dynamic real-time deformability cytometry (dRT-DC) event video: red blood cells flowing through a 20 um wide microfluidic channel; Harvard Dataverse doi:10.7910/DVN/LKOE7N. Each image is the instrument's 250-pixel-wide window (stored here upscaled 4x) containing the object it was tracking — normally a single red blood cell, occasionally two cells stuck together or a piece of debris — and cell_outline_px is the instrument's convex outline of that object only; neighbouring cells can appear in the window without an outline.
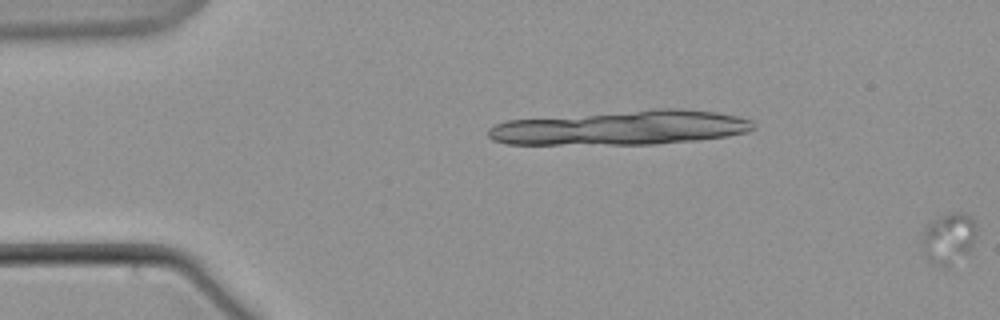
{"species": "common noctule bat (a hibernating species)", "species_latin": "Nyctalus noctula", "temperature_condition": "warm", "stored_images_in_passage": 10, "camera_frame_rate_fps": 3000, "um_per_image_px": 0.085, "animal": {"sex": "male", "body_mass_g": 21.5, "forearm_length_mm": 52.0}, "frame": {"image": 1, "passage_image": 10, "time_ms": 3.0, "image_size_px": [1000, 320], "cell_outline_px": [[976, 232], [972, 252], [948, 268], [940, 268], [932, 264], [928, 260], [924, 252], [924, 228], [932, 220], [948, 212], [964, 212], [972, 216], [976, 220]], "centroid_in_image_um": [80.7, 20.28], "position_along_channel_um": 4.3, "area_um2": 16.82}}